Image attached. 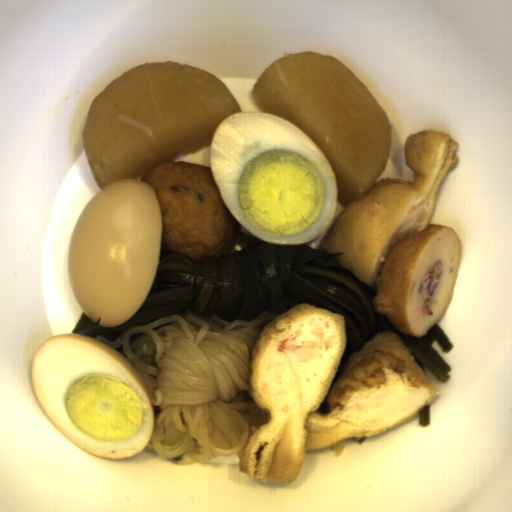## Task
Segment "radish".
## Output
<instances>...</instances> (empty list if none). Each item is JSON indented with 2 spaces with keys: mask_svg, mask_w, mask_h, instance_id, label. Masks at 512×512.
Wrapping results in <instances>:
<instances>
[{
  "mask_svg": "<svg viewBox=\"0 0 512 512\" xmlns=\"http://www.w3.org/2000/svg\"><path fill=\"white\" fill-rule=\"evenodd\" d=\"M240 112L215 74L183 62L158 61L130 68L88 107L82 147L103 189L136 180L157 165L210 147L218 125Z\"/></svg>",
  "mask_w": 512,
  "mask_h": 512,
  "instance_id": "radish-1",
  "label": "radish"
},
{
  "mask_svg": "<svg viewBox=\"0 0 512 512\" xmlns=\"http://www.w3.org/2000/svg\"><path fill=\"white\" fill-rule=\"evenodd\" d=\"M265 114L300 128L327 156L345 208L372 191L391 156L389 119L337 57L296 51L271 62L251 89Z\"/></svg>",
  "mask_w": 512,
  "mask_h": 512,
  "instance_id": "radish-2",
  "label": "radish"
}]
</instances>
